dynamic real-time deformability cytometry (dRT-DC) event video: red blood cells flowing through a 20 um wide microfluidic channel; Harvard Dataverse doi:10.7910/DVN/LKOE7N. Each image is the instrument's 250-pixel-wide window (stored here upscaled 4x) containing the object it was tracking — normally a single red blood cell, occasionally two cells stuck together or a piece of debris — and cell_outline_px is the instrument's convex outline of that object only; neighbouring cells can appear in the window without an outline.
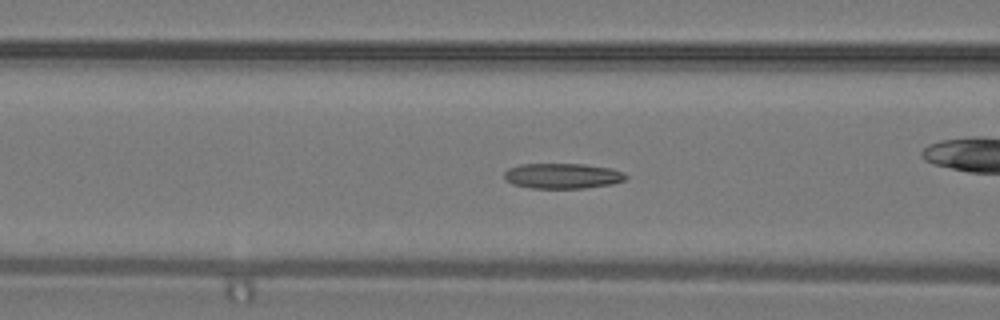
{"species": "common noctule bat (a hibernating species)", "species_latin": "Nyctalus noctula", "temperature_condition": "warm", "stored_images_in_passage": 36, "camera_frame_rate_fps": 3000, "um_per_image_px": 0.085, "animal": {"sex": "male", "body_mass_g": 19.2, "forearm_length_mm": 51.8}, "frame": {"image": 1, "passage_image": 6, "time_ms": 1.667, "image_size_px": [1000, 320], "cell_outline_px": [[628, 176], [624, 180], [612, 184], [584, 188], [528, 188], [512, 184], [504, 176], [504, 172], [508, 168], [520, 164], [584, 164], [612, 168], [624, 172]], "centroid_in_image_um": [47.82, 14.95], "position_along_channel_um": 118.8, "area_um2": 18.03}, "authors_computed_cell_mechanics": {"area_um2": 17.7735, "velocity_mm_per_s": 4.2442, "shape_relaxation_time_tau1_ms": 9.877, "shape_relaxation_time_tau2_ms": 2.7813, "deformation_change_tau1": 0.2151, "deformation_change_tau2": 0.1031}}